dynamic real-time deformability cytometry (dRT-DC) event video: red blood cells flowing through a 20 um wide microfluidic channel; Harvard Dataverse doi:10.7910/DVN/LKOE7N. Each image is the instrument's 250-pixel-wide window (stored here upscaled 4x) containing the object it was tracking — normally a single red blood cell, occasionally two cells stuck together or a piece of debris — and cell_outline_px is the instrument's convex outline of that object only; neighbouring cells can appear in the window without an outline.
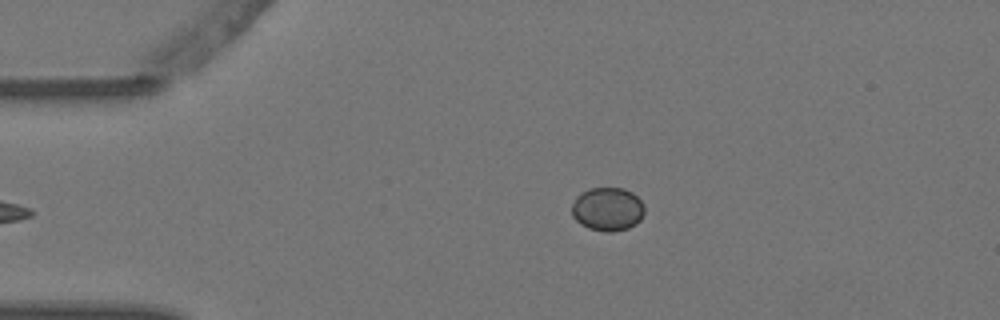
{"species": "Egyptian fruit bat (a non-hibernating species)", "species_latin": "Rousettus aegyptiacus", "temperature_condition": "warm", "stored_images_in_passage": 5, "camera_frame_rate_fps": 3000, "um_per_image_px": 0.085, "animal": {"sex": "female"}, "frame": {"image": 1, "passage_image": 5, "time_ms": 1.333, "image_size_px": [1000, 320], "cell_outline_px": [[644, 212], [640, 220], [636, 224], [628, 228], [612, 232], [604, 232], [588, 228], [580, 224], [572, 216], [572, 204], [576, 196], [580, 192], [588, 188], [624, 188], [632, 192], [644, 204]], "centroid_in_image_um": [51.63, 17.77], "position_along_channel_um": 33.4, "area_um2": 18.67}}